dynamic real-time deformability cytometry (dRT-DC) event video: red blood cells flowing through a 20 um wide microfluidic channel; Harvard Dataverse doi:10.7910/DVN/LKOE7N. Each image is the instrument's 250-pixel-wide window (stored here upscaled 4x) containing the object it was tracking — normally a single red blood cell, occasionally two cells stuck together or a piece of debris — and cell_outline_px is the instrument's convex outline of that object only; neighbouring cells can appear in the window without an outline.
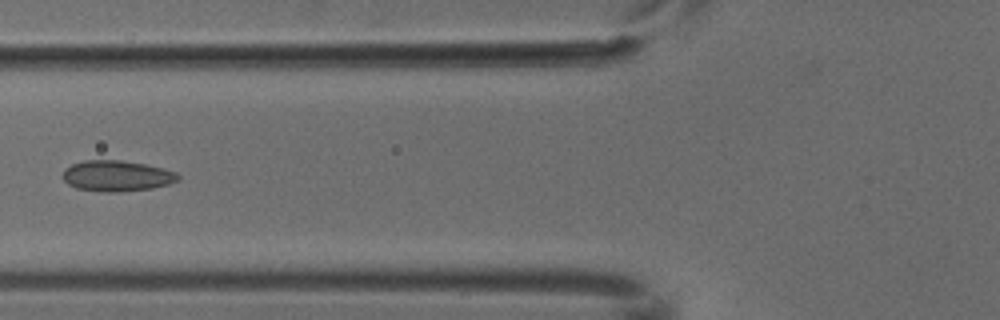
{"species": "common noctule bat (a hibernating species)", "species_latin": "Nyctalus noctula", "temperature_condition": "cold", "stored_images_in_passage": 5, "camera_frame_rate_fps": 3000, "um_per_image_px": 0.085, "animal": {"sex": "male", "body_mass_g": 18.8}, "frame": {"image": 1, "passage_image": 5, "time_ms": 1.333, "image_size_px": [1000, 320], "cell_outline_px": [[180, 180], [168, 184], [152, 188], [116, 192], [104, 192], [76, 188], [68, 184], [60, 176], [64, 168], [72, 164], [84, 160], [120, 160], [144, 164], [164, 168], [176, 172], [180, 176]], "centroid_in_image_um": [9.9, 14.95], "position_along_channel_um": 115.9, "area_um2": 20.87}}